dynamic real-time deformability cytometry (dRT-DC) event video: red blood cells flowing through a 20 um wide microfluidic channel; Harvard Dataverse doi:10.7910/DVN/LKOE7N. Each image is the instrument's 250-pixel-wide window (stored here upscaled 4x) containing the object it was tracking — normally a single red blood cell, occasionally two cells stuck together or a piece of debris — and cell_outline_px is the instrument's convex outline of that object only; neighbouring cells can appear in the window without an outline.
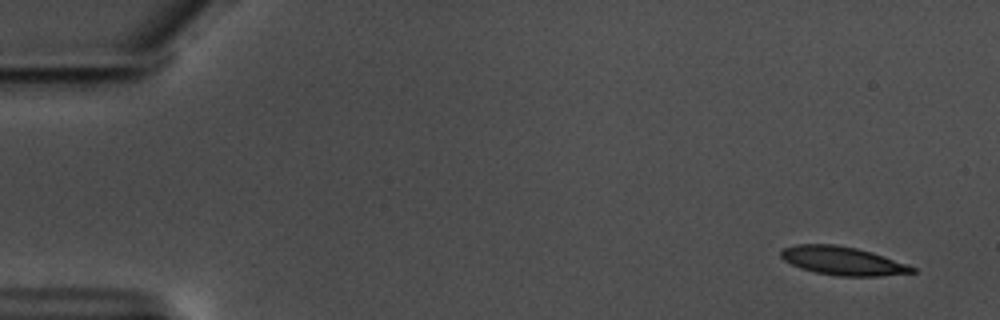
{"species": "common noctule bat (a hibernating species)", "species_latin": "Nyctalus noctula", "temperature_condition": "warm", "stored_images_in_passage": 3, "camera_frame_rate_fps": 3000, "um_per_image_px": 0.085, "animal": {"sex": "male", "body_mass_g": 17.5, "forearm_length_mm": 52.3}, "frame": {"image": 1, "passage_image": 1, "time_ms": 0.0, "image_size_px": [1000, 320], "cell_outline_px": [[916, 272], [880, 276], [840, 276], [816, 272], [800, 268], [784, 260], [780, 256], [780, 252], [784, 248], [796, 244], [836, 244], [856, 248], [872, 252], [908, 264], [916, 268]], "centroid_in_image_um": [71.64, 22.17], "position_along_channel_um": 13.4, "area_um2": 21.73}}